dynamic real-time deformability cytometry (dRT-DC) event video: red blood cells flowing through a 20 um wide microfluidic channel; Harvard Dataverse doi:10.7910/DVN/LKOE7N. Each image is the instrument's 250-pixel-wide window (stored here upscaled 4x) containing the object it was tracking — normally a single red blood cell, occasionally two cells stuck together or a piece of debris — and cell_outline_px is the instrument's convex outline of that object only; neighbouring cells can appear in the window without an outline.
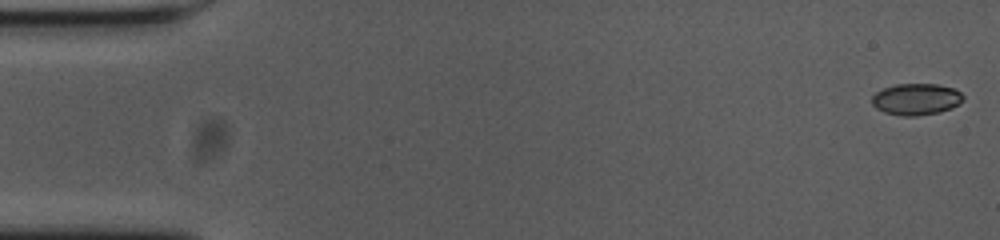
{"species": "common noctule bat (a hibernating species)", "species_latin": "Nyctalus noctula", "temperature_condition": "cold", "stored_images_in_passage": 9, "camera_frame_rate_fps": 3000, "um_per_image_px": 0.085, "animal": {"sex": "female", "body_mass_g": 23.0, "forearm_length_mm": 53.4}, "frame": {"image": 1, "passage_image": 1, "time_ms": 0.0, "image_size_px": [1000, 240], "cell_outline_px": [[964, 100], [952, 108], [940, 112], [916, 116], [904, 116], [884, 112], [876, 108], [872, 104], [872, 96], [876, 92], [884, 88], [896, 84], [936, 84], [952, 88], [960, 92], [964, 96]], "centroid_in_image_um": [77.88, 8.44], "position_along_channel_um": 7.1, "area_um2": 16.76}}